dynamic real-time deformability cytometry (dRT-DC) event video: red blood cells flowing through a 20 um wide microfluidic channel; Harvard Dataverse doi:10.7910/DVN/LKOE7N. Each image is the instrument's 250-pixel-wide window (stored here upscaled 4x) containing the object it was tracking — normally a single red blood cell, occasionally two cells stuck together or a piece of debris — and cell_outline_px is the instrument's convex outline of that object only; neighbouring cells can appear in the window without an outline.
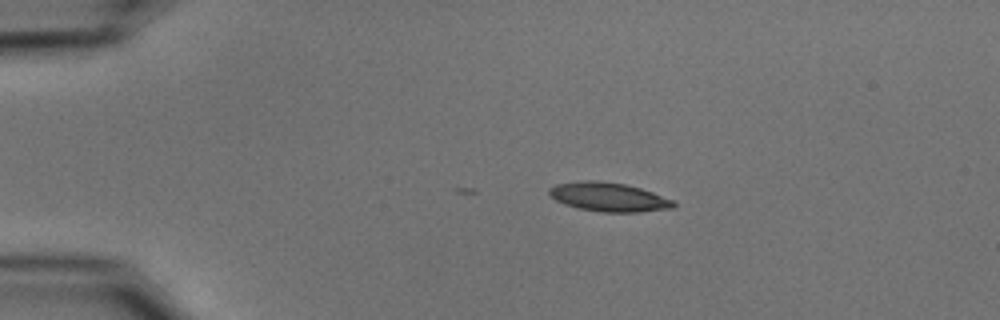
{"species": "common noctule bat (a hibernating species)", "species_latin": "Nyctalus noctula", "temperature_condition": "cold", "stored_images_in_passage": 10, "camera_frame_rate_fps": 3000, "um_per_image_px": 0.085, "animal": {"sex": "male", "body_mass_g": 15.6}, "frame": {"image": 1, "passage_image": 1, "time_ms": 0.0, "image_size_px": [1000, 320], "cell_outline_px": [[676, 204], [672, 208], [640, 212], [600, 212], [580, 208], [564, 204], [556, 200], [548, 192], [548, 188], [556, 184], [584, 180], [596, 180], [624, 184], [640, 188], [676, 200]], "centroid_in_image_um": [51.76, 16.74], "position_along_channel_um": 33.2, "area_um2": 20.98}}